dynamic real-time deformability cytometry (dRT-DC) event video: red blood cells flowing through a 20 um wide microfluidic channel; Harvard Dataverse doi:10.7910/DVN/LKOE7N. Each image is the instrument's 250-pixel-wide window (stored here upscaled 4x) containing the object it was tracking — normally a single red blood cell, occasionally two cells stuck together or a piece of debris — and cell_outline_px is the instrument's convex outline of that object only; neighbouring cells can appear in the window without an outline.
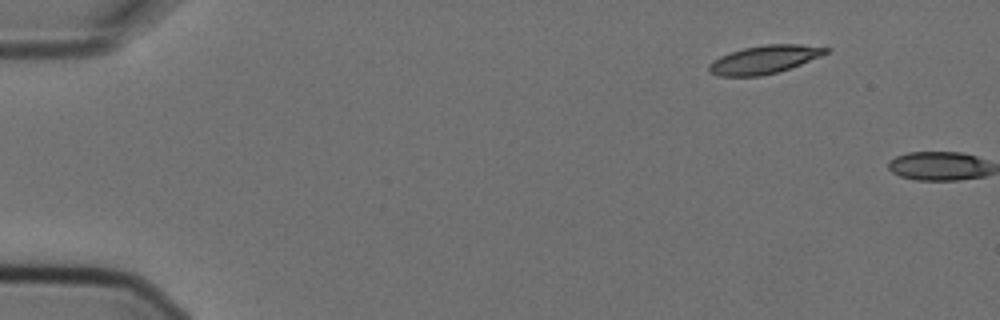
{"species": "Egyptian fruit bat (a non-hibernating species)", "species_latin": "Rousettus aegyptiacus", "temperature_condition": "cold", "stored_images_in_passage": 2, "camera_frame_rate_fps": 3000, "um_per_image_px": 0.085, "animal": {"sex": "female"}, "frame": {"image": 1, "passage_image": 1, "time_ms": 0.0, "image_size_px": [1000, 320], "cell_outline_px": [[832, 48], [828, 52], [820, 56], [800, 64], [776, 72], [760, 76], [720, 76], [708, 72], [708, 64], [712, 60], [720, 56], [744, 48], [764, 44], [800, 44]], "centroid_in_image_um": [64.94, 5.05], "position_along_channel_um": 20.1, "area_um2": 19.07}}